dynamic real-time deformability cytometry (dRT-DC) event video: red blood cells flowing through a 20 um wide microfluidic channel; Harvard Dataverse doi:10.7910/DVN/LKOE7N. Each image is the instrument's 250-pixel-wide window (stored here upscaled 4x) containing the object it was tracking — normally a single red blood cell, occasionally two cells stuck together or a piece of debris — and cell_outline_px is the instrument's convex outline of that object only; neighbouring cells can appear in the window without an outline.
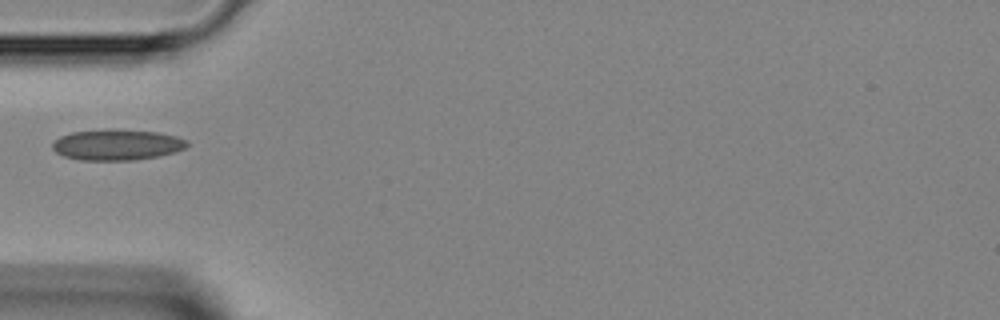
{"species": "Egyptian fruit bat (a non-hibernating species)", "species_latin": "Rousettus aegyptiacus", "temperature_condition": "room temperature", "stored_images_in_passage": 28, "camera_frame_rate_fps": 3000, "um_per_image_px": 0.085, "animal": {"sex": "female"}, "frame": {"image": 1, "passage_image": 7, "time_ms": 2.0, "image_size_px": [1000, 320], "cell_outline_px": [[188, 144], [184, 148], [176, 152], [160, 156], [136, 160], [80, 160], [64, 156], [56, 152], [52, 148], [52, 144], [60, 136], [72, 132], [108, 128], [116, 128], [156, 132], [176, 136], [188, 140]], "centroid_in_image_um": [9.95, 12.29], "position_along_channel_um": 75.0, "area_um2": 24.51}}
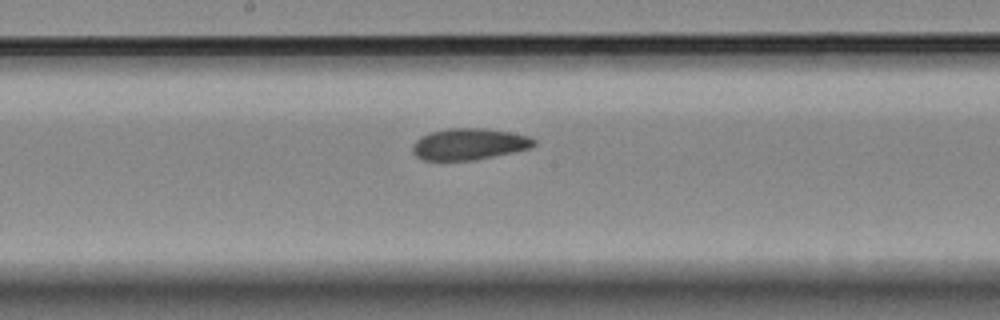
{"frame": {"image": 2, "passage_image": 16, "time_ms": 5.0, "image_size_px": [1000, 320], "cell_outline_px": [[536, 144], [532, 148], [476, 160], [420, 160], [412, 152], [412, 144], [420, 136], [428, 132], [448, 128], [484, 128], [508, 132], [528, 136], [536, 140]], "centroid_in_image_um": [39.84, 12.25], "position_along_channel_um": 208.4, "area_um2": 22.48}}
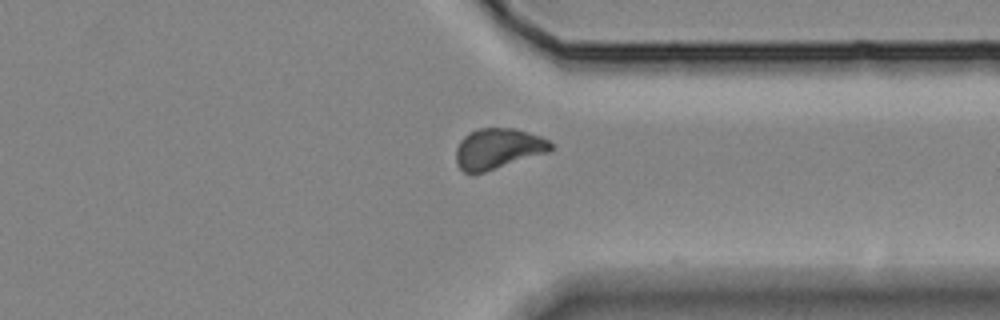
{"frame": {"image": 3, "passage_image": 27, "time_ms": 8.667, "image_size_px": [1000, 320], "cell_outline_px": [[552, 148], [548, 152], [472, 176], [464, 172], [456, 164], [456, 148], [460, 140], [468, 132], [476, 128], [512, 128], [528, 132], [540, 136], [548, 140], [552, 144]], "centroid_in_image_um": [42.27, 12.65], "position_along_channel_um": 369.1, "area_um2": 22.6}}